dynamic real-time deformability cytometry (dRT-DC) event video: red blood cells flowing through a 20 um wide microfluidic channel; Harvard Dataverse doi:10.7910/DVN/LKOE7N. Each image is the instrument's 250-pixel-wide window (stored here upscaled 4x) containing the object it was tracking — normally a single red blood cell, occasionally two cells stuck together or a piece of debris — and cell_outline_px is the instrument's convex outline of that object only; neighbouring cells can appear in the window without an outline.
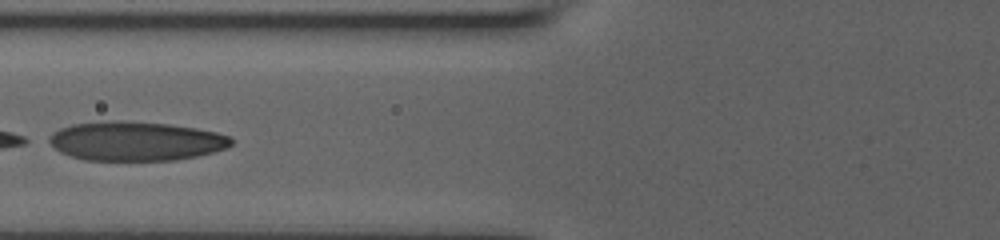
{"species": "human", "species_latin": "Homo sapiens", "temperature_condition": "room temperature", "stored_images_in_passage": 9, "camera_frame_rate_fps": 3000, "um_per_image_px": 0.085, "donor": {"sex": "male"}, "frame": {"image": 1, "passage_image": 6, "time_ms": 3.333, "image_size_px": [1000, 240], "cell_outline_px": [[232, 144], [228, 148], [196, 156], [176, 160], [84, 160], [60, 152], [44, 140], [52, 132], [60, 128], [72, 124], [108, 120], [120, 120], [168, 124], [196, 128], [216, 132], [232, 136]], "centroid_in_image_um": [11.5, 11.99], "position_along_channel_um": 114.3, "area_um2": 41.96}}
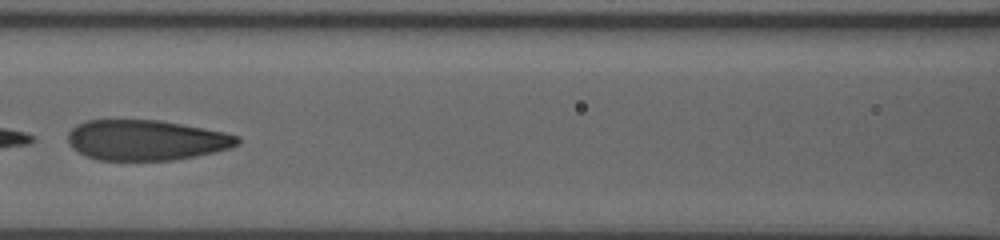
{"frame": {"image": 2, "passage_image": 7, "time_ms": 4.333, "image_size_px": [1000, 240], "cell_outline_px": [[240, 144], [228, 148], [212, 152], [172, 160], [96, 160], [72, 148], [68, 144], [68, 132], [76, 124], [88, 120], [160, 120], [224, 132], [240, 136]], "centroid_in_image_um": [12.39, 11.9], "position_along_channel_um": 154.2, "area_um2": 39.71}}
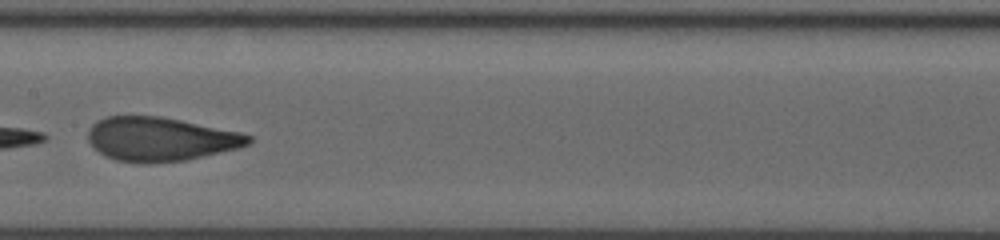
{"frame": {"image": 3, "passage_image": 8, "time_ms": 5.333, "image_size_px": [1000, 240], "cell_outline_px": [[252, 140], [248, 144], [240, 148], [184, 160], [116, 160], [104, 156], [92, 148], [88, 140], [88, 128], [92, 124], [108, 116], [160, 116], [240, 132], [252, 136]], "centroid_in_image_um": [13.62, 11.79], "position_along_channel_um": 193.8, "area_um2": 40.11}}